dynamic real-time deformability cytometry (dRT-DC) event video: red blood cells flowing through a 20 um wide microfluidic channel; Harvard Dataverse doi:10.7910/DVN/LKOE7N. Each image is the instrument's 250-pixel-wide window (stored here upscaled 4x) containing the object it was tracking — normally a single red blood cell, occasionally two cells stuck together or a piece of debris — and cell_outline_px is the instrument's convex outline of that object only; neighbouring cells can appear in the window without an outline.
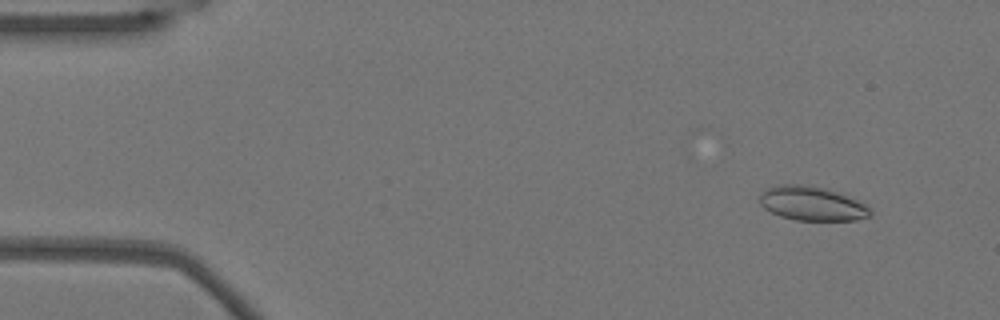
{"species": "Egyptian fruit bat (a non-hibernating species)", "species_latin": "Rousettus aegyptiacus", "temperature_condition": "warm", "stored_images_in_passage": 52, "camera_frame_rate_fps": 3000, "um_per_image_px": 0.085, "animal": {"sex": "female"}, "frame": {"image": 1, "passage_image": 4, "time_ms": 1.0, "image_size_px": [1000, 320], "cell_outline_px": [[872, 216], [856, 220], [796, 220], [780, 216], [764, 208], [760, 204], [760, 192], [768, 188], [780, 184], [812, 184], [836, 192], [856, 200], [864, 204], [872, 212]], "centroid_in_image_um": [68.99, 17.29], "position_along_channel_um": 16.0, "area_um2": 21.96}}
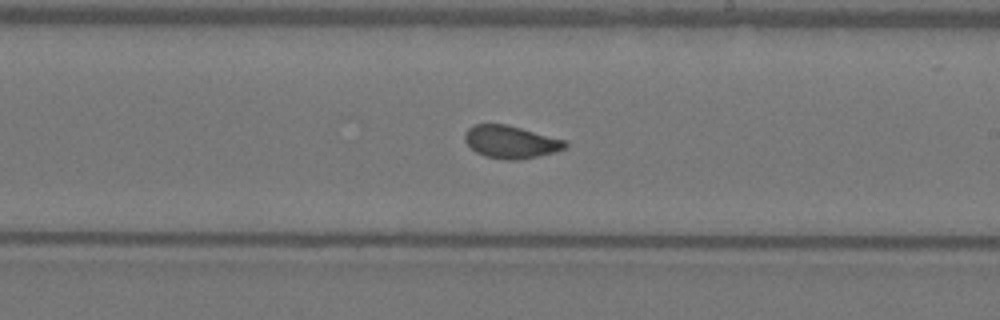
{"frame": {"image": 2, "passage_image": 30, "time_ms": 9.667, "image_size_px": [1000, 320], "cell_outline_px": [[568, 148], [536, 156], [516, 160], [504, 160], [484, 156], [476, 152], [464, 140], [464, 132], [468, 128], [476, 124], [504, 124], [568, 140]], "centroid_in_image_um": [43.42, 12.06], "position_along_channel_um": 245.6, "area_um2": 19.07}}
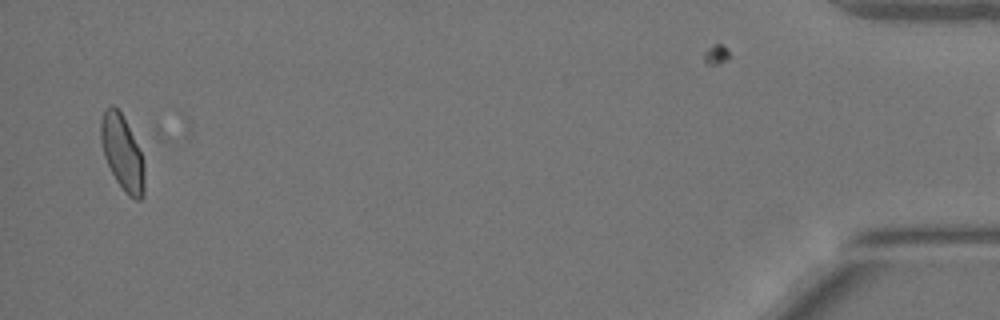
{"frame": {"image": 3, "passage_image": 51, "time_ms": 16.667, "image_size_px": [1000, 320], "cell_outline_px": [[144, 196], [140, 200], [136, 200], [128, 196], [124, 192], [116, 180], [104, 156], [100, 140], [100, 120], [104, 108], [112, 104], [120, 112], [144, 160]], "centroid_in_image_um": [10.38, 13.01], "position_along_channel_um": 424.8, "area_um2": 18.9}}